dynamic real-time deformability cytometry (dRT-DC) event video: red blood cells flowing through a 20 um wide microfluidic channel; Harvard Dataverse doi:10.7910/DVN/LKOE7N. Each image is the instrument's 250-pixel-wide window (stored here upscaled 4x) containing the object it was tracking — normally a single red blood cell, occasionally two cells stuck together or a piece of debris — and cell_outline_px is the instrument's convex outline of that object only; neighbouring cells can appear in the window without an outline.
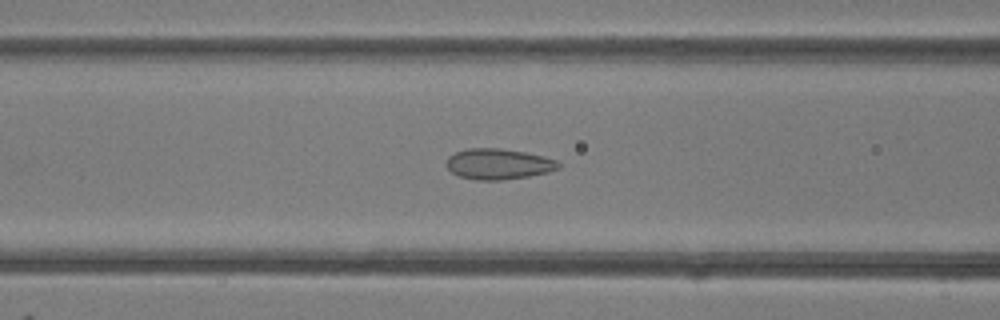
{"species": "common noctule bat (a hibernating species)", "species_latin": "Nyctalus noctula", "temperature_condition": "room temperature", "stored_images_in_passage": 29, "camera_frame_rate_fps": 3000, "um_per_image_px": 0.085, "animal": {"sex": "female"}, "frame": {"image": 1, "passage_image": 5, "time_ms": 1.333, "image_size_px": [1000, 320], "cell_outline_px": [[560, 168], [548, 172], [528, 176], [500, 180], [476, 180], [460, 176], [452, 172], [444, 164], [448, 156], [456, 152], [468, 148], [500, 148], [524, 152], [544, 156], [556, 160], [560, 164]], "centroid_in_image_um": [42.35, 13.93], "position_along_channel_um": 124.3, "area_um2": 20.06}}
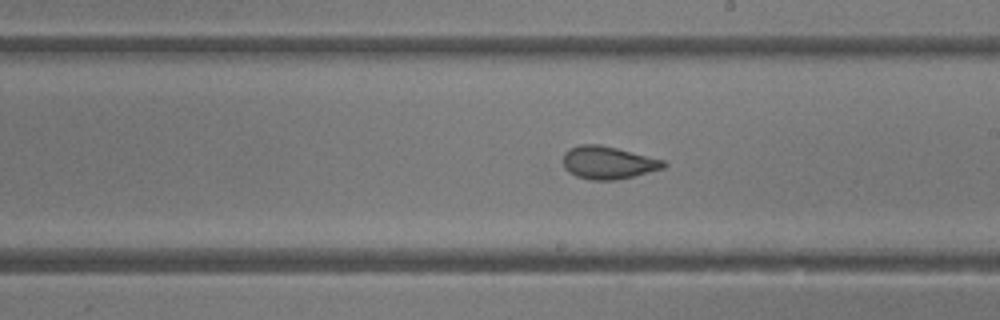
{"frame": {"image": 2, "passage_image": 13, "time_ms": 4.0, "image_size_px": [1000, 320], "cell_outline_px": [[668, 164], [664, 168], [632, 176], [612, 180], [592, 180], [576, 176], [568, 172], [564, 168], [564, 152], [568, 148], [580, 144], [600, 144], [664, 160]], "centroid_in_image_um": [51.66, 13.81], "position_along_channel_um": 237.3, "area_um2": 19.07}}
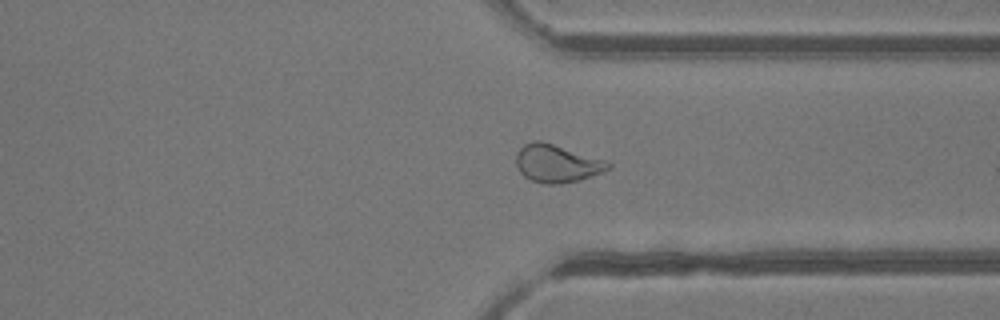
{"frame": {"image": 3, "passage_image": 22, "time_ms": 7.0, "image_size_px": [1000, 320], "cell_outline_px": [[612, 168], [580, 180], [560, 184], [544, 184], [532, 180], [524, 176], [520, 172], [516, 164], [516, 152], [524, 144], [532, 140], [540, 140], [604, 160], [612, 164]], "centroid_in_image_um": [47.31, 13.9], "position_along_channel_um": 364.1, "area_um2": 20.17}}